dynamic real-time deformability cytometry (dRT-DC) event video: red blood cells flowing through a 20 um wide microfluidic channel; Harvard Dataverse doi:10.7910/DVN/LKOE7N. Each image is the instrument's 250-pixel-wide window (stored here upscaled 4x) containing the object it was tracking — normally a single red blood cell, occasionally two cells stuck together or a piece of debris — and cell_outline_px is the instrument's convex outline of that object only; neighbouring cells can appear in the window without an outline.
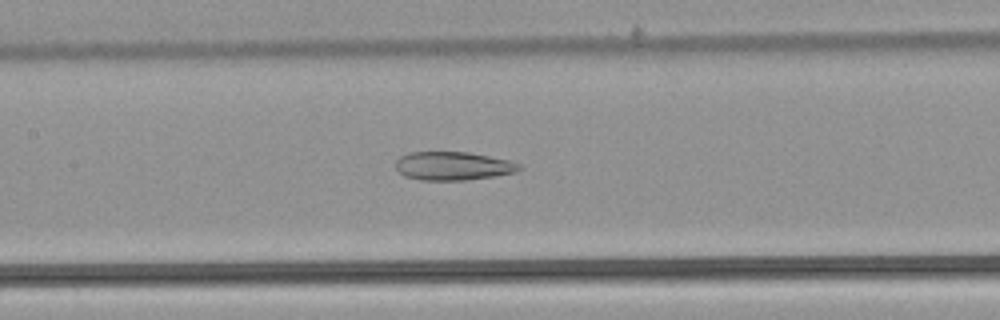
{"species": "common noctule bat (a hibernating species)", "species_latin": "Nyctalus noctula", "temperature_condition": "warm", "stored_images_in_passage": 45, "camera_frame_rate_fps": 3000, "um_per_image_px": 0.085, "animal": {"sex": "male", "body_mass_g": 21.5, "forearm_length_mm": 52.0}, "frame": {"image": 1, "passage_image": 18, "time_ms": 5.667, "image_size_px": [1000, 320], "cell_outline_px": [[520, 168], [516, 172], [496, 176], [468, 180], [420, 180], [404, 176], [396, 168], [396, 160], [400, 156], [408, 152], [468, 152], [508, 160], [520, 164]], "centroid_in_image_um": [38.48, 14.11], "position_along_channel_um": 168.9, "area_um2": 20.52}}
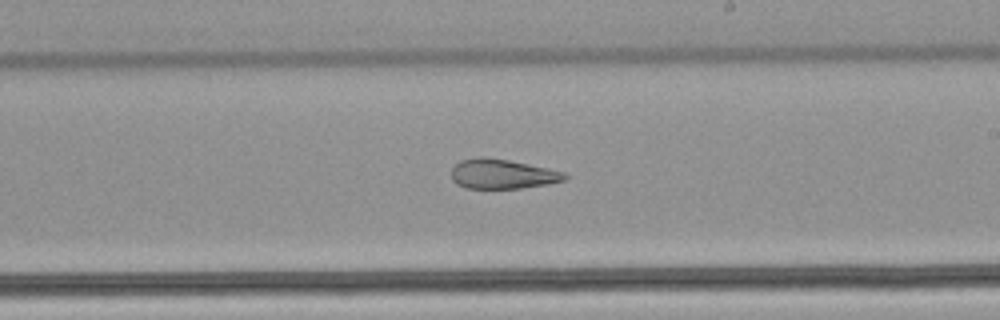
{"frame": {"image": 2, "passage_image": 24, "time_ms": 7.667, "image_size_px": [1000, 320], "cell_outline_px": [[568, 176], [564, 180], [548, 184], [520, 188], [468, 188], [456, 184], [452, 180], [452, 168], [460, 160], [480, 156], [484, 156], [508, 160], [528, 164], [564, 172]], "centroid_in_image_um": [42.67, 14.78], "position_along_channel_um": 246.3, "area_um2": 19.48}}
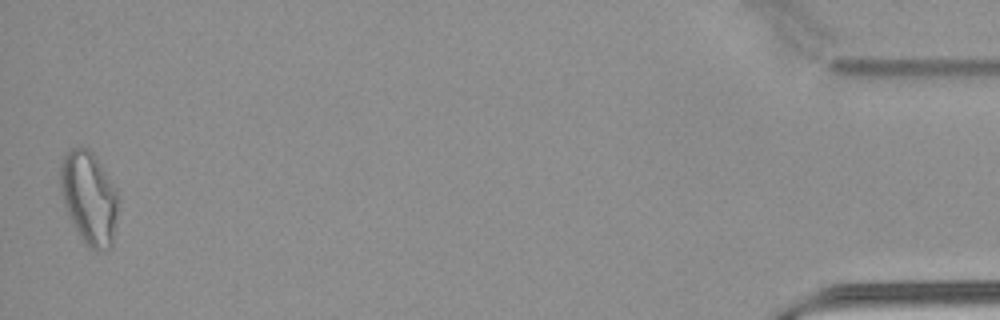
{"frame": {"image": 3, "passage_image": 45, "time_ms": 14.667, "image_size_px": [1000, 320], "cell_outline_px": [[116, 216], [112, 244], [108, 248], [100, 252], [96, 252], [88, 248], [84, 244], [68, 216], [64, 204], [60, 188], [60, 168], [64, 156], [72, 148], [80, 144], [88, 148], [92, 152], [116, 188]], "centroid_in_image_um": [7.54, 16.83], "position_along_channel_um": 427.7, "area_um2": 31.21}, "authors_computed_cell_mechanics": {"area_um2": 24.7962, "velocity_mm_per_s": 3.88, "shape_relaxation_time_tau1_ms": null, "shape_relaxation_time_tau2_ms": 3.2923, "deformation_change_tau1": null, "deformation_change_tau2": 0.1298}}